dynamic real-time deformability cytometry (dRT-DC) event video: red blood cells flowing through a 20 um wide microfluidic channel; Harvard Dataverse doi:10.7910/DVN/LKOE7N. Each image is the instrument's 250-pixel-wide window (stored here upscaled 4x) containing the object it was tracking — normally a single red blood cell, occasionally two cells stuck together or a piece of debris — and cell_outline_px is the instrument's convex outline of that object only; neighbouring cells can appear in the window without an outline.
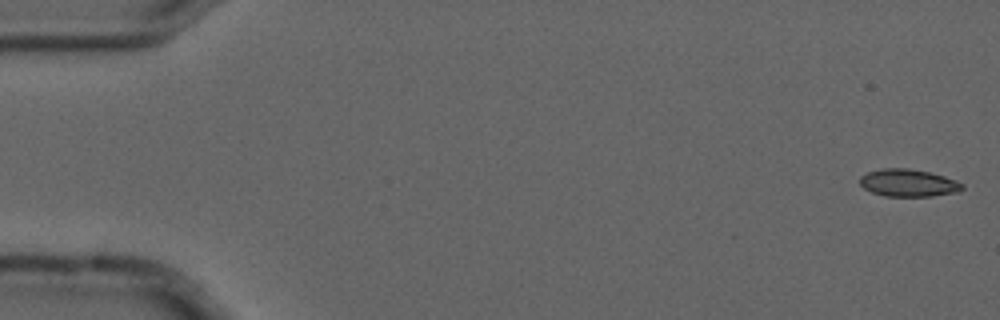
{"species": "common noctule bat (a hibernating species)", "species_latin": "Nyctalus noctula", "temperature_condition": "cold", "stored_images_in_passage": 4, "camera_frame_rate_fps": 3000, "um_per_image_px": 0.085, "animal": {"sex": "male", "forearm_length_mm": 52.5}, "frame": {"image": 1, "passage_image": 1, "time_ms": 0.0, "image_size_px": [1000, 320], "cell_outline_px": [[964, 188], [956, 192], [932, 196], [884, 196], [872, 192], [864, 188], [860, 184], [860, 176], [868, 172], [880, 168], [908, 168], [928, 172], [944, 176], [956, 180], [964, 184]], "centroid_in_image_um": [77.2, 15.54], "position_along_channel_um": 7.8, "area_um2": 16.36}}